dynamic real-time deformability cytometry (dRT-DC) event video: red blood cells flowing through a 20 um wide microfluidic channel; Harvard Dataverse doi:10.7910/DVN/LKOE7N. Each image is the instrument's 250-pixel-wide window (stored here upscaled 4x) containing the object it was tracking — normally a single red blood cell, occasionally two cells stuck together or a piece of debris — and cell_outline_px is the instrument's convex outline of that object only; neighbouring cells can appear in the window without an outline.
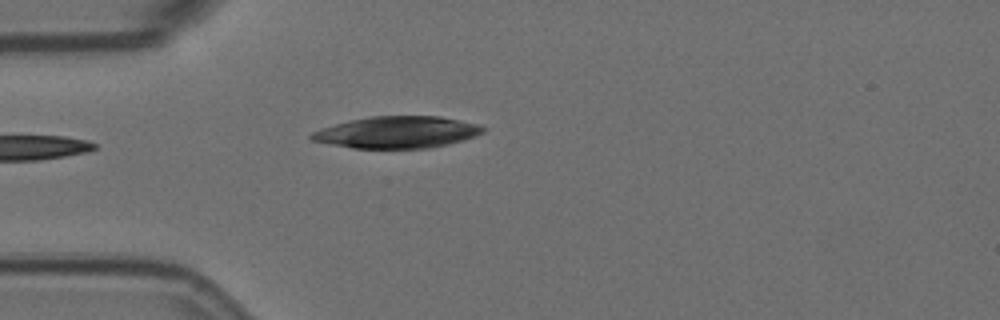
{"species": "Egyptian fruit bat (a non-hibernating species)", "species_latin": "Rousettus aegyptiacus", "temperature_condition": "room temperature", "stored_images_in_passage": 1, "camera_frame_rate_fps": 3000, "um_per_image_px": 0.085, "animal": {"sex": "female"}, "frame": {"image": 1, "passage_image": 1, "time_ms": 0.0, "image_size_px": [1000, 320], "cell_outline_px": [[488, 128], [484, 132], [476, 136], [464, 140], [448, 144], [428, 148], [352, 148], [312, 140], [308, 136], [312, 132], [320, 128], [352, 120], [372, 116], [440, 116], [480, 124]], "centroid_in_image_um": [33.82, 11.24], "position_along_channel_um": 51.2, "area_um2": 31.79}}